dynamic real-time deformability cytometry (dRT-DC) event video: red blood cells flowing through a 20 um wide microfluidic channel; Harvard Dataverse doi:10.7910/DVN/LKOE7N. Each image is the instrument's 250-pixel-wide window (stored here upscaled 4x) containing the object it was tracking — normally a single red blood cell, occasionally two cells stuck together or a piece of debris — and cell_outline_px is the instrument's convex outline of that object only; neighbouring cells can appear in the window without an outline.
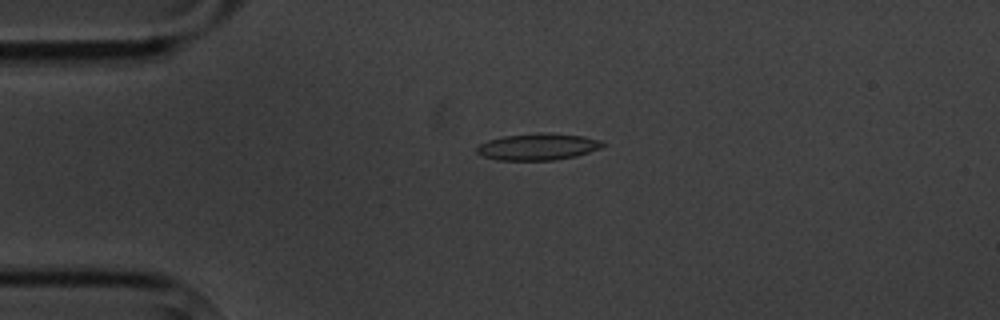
{"species": "common noctule bat (a hibernating species)", "species_latin": "Nyctalus noctula", "temperature_condition": "cold", "stored_images_in_passage": 5, "camera_frame_rate_fps": 3000, "um_per_image_px": 0.085, "animal": {"sex": "male", "body_mass_g": 20.1, "forearm_length_mm": 53.5}, "frame": {"image": 1, "passage_image": 4, "time_ms": 3.333, "image_size_px": [1000, 320], "cell_outline_px": [[604, 144], [600, 148], [576, 156], [552, 160], [496, 160], [484, 156], [476, 152], [476, 148], [480, 144], [488, 140], [504, 136], [540, 132], [584, 136], [600, 140]], "centroid_in_image_um": [45.7, 12.47], "position_along_channel_um": 39.3, "area_um2": 19.42}}